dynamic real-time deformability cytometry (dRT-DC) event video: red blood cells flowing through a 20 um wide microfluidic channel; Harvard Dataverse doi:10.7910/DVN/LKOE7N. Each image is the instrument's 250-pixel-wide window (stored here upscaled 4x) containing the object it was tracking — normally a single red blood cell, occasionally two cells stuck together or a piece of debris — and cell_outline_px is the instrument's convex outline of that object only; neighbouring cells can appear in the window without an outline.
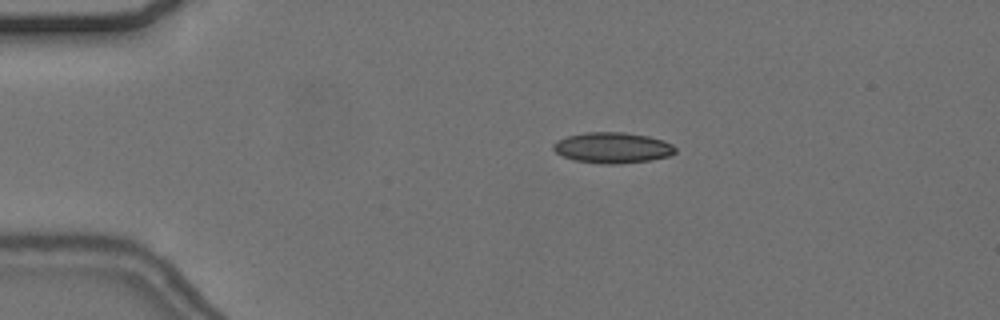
{"species": "common noctule bat (a hibernating species)", "species_latin": "Nyctalus noctula", "temperature_condition": "cold", "stored_images_in_passage": 40, "camera_frame_rate_fps": 3000, "um_per_image_px": 0.085, "animal": {"sex": "female", "body_mass_g": 24.6, "forearm_length_mm": 56.2}, "frame": {"image": 1, "passage_image": 1, "time_ms": 0.0, "image_size_px": [1000, 320], "cell_outline_px": [[676, 152], [668, 156], [648, 160], [620, 164], [600, 164], [572, 160], [556, 152], [552, 148], [552, 144], [556, 140], [568, 136], [584, 132], [624, 132], [648, 136], [664, 140], [672, 144], [676, 148]], "centroid_in_image_um": [52.04, 12.55], "position_along_channel_um": 33.0, "area_um2": 22.02}}
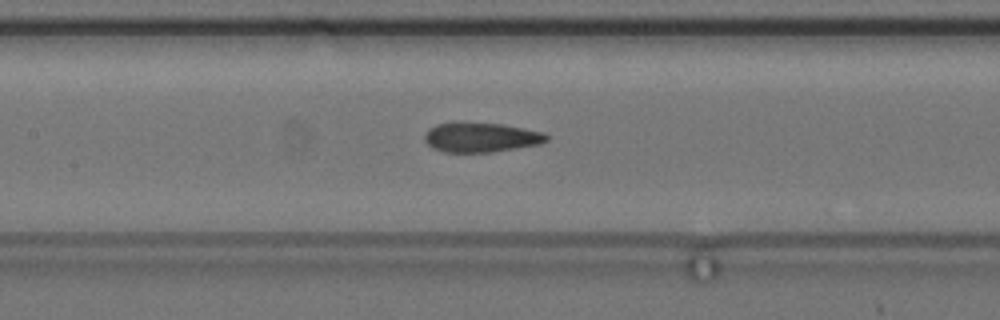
{"frame": {"image": 2, "passage_image": 16, "time_ms": 5.0, "image_size_px": [1000, 320], "cell_outline_px": [[548, 140], [540, 144], [492, 152], [444, 152], [432, 148], [424, 140], [424, 136], [428, 128], [436, 124], [456, 120], [464, 120], [500, 124], [544, 132], [548, 136]], "centroid_in_image_um": [40.82, 11.64], "position_along_channel_um": 166.6, "area_um2": 21.62}}
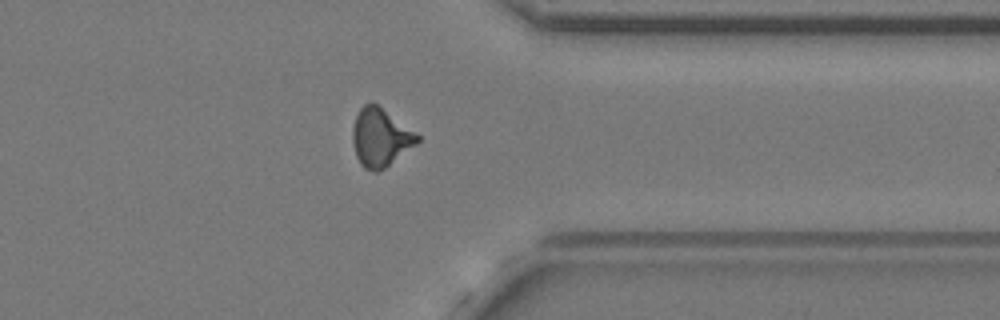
{"frame": {"image": 3, "passage_image": 34, "time_ms": 11.0, "image_size_px": [1000, 320], "cell_outline_px": [[420, 140], [416, 144], [384, 168], [376, 172], [372, 172], [364, 168], [360, 164], [356, 156], [352, 140], [352, 128], [356, 116], [360, 108], [364, 104], [372, 100], [420, 136]], "centroid_in_image_um": [32.3, 11.67], "position_along_channel_um": 379.1, "area_um2": 21.85}, "authors_computed_cell_mechanics": {"area_um2": 21.2126, "velocity_mm_per_s": 3.6536, "shape_relaxation_time_tau1_ms": null, "shape_relaxation_time_tau2_ms": 2.2226, "deformation_change_tau1": null, "deformation_change_tau2": 0.0936}}